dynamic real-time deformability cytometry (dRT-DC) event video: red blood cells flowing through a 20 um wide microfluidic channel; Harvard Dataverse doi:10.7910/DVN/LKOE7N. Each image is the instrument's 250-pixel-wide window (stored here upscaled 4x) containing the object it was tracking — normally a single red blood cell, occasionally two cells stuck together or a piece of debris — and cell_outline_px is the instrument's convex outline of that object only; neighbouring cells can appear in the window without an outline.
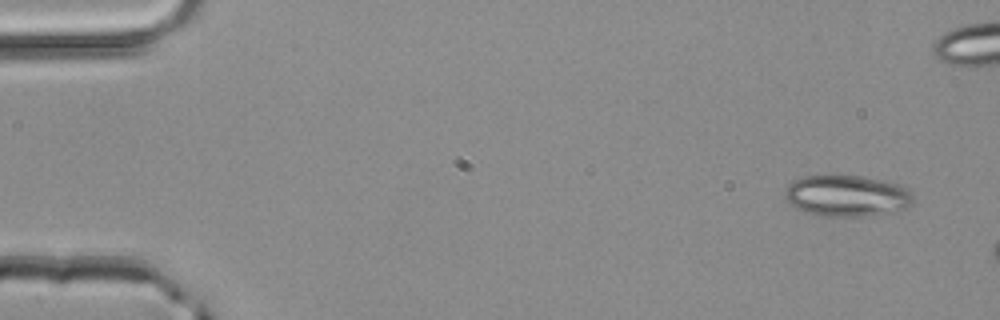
{"species": "common noctule bat (a hibernating species)", "species_latin": "Nyctalus noctula", "temperature_condition": "room temperature", "stored_images_in_passage": 3, "camera_frame_rate_fps": 3000, "um_per_image_px": 0.085, "animal": {"sex": "male", "body_mass_g": 20.4}, "frame": {"image": 1, "passage_image": 1, "time_ms": 0.0, "image_size_px": [1000, 320], "cell_outline_px": [[912, 204], [904, 208], [860, 216], [820, 216], [804, 212], [788, 204], [784, 196], [784, 192], [788, 184], [792, 180], [804, 176], [828, 172], [860, 176], [880, 180], [896, 184], [904, 188], [912, 196]], "centroid_in_image_um": [71.82, 16.59], "position_along_channel_um": 13.2, "area_um2": 31.15}}